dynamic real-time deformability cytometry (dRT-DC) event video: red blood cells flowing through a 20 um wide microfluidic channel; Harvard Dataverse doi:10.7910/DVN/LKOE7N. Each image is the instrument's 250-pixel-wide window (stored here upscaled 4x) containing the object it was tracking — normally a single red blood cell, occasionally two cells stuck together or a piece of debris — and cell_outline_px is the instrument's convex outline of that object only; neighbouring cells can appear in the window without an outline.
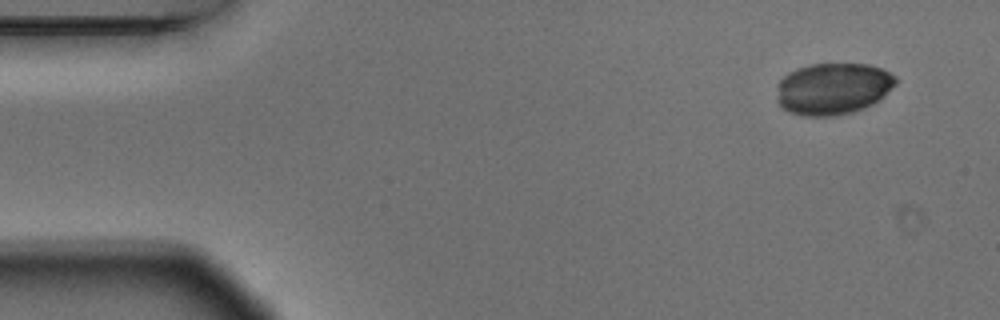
{"species": "Egyptian fruit bat (a non-hibernating species)", "species_latin": "Rousettus aegyptiacus", "temperature_condition": "warm", "stored_images_in_passage": 3, "camera_frame_rate_fps": 3000, "um_per_image_px": 0.085, "animal": {"sex": "male"}, "frame": {"image": 1, "passage_image": 1, "time_ms": 0.0, "image_size_px": [1000, 320], "cell_outline_px": [[896, 84], [880, 100], [864, 108], [836, 116], [804, 116], [788, 112], [776, 100], [780, 80], [788, 72], [796, 68], [812, 64], [868, 64], [880, 68], [896, 76]], "centroid_in_image_um": [70.8, 7.54], "position_along_channel_um": 14.2, "area_um2": 35.89}}